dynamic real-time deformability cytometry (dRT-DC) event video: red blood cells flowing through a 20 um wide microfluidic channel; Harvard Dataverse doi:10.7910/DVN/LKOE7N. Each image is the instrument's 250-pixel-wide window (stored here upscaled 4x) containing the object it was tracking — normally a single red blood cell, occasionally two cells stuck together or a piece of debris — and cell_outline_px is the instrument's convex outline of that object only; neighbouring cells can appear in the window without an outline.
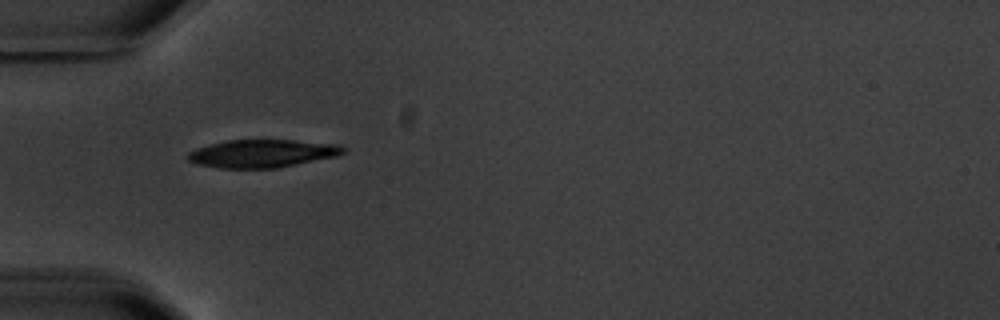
{"species": "common noctule bat (a hibernating species)", "species_latin": "Nyctalus noctula", "temperature_condition": "warm", "stored_images_in_passage": 2, "camera_frame_rate_fps": 3000, "um_per_image_px": 0.085, "animal": {"sex": "male", "body_mass_g": 20.1, "forearm_length_mm": 53.5}, "frame": {"image": 1, "passage_image": 1, "time_ms": 0.0, "image_size_px": [1000, 320], "cell_outline_px": [[348, 148], [340, 156], [276, 168], [220, 168], [196, 164], [188, 160], [188, 152], [196, 148], [228, 140], [296, 140], [340, 144]], "centroid_in_image_um": [22.36, 13.04], "position_along_channel_um": 62.6, "area_um2": 25.49}}
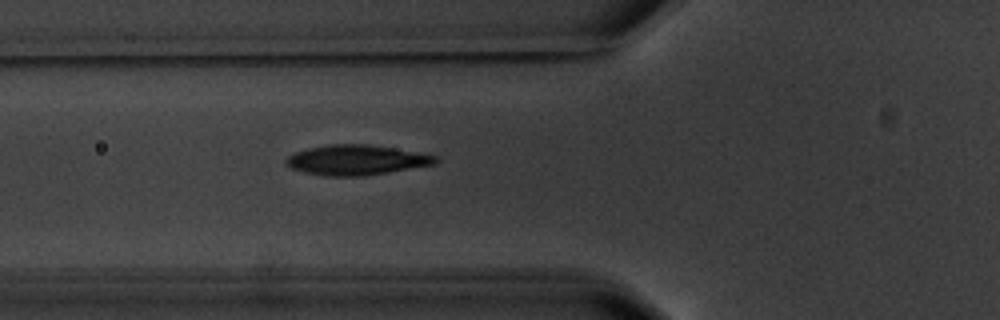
{"frame": {"image": 2, "passage_image": 2, "time_ms": 1.0, "image_size_px": [1000, 320], "cell_outline_px": [[440, 160], [436, 164], [388, 172], [360, 176], [328, 176], [308, 172], [292, 168], [284, 160], [288, 156], [296, 152], [308, 148], [328, 144], [364, 144], [392, 148], [440, 156]], "centroid_in_image_um": [30.34, 13.59], "position_along_channel_um": 95.5, "area_um2": 25.84}}